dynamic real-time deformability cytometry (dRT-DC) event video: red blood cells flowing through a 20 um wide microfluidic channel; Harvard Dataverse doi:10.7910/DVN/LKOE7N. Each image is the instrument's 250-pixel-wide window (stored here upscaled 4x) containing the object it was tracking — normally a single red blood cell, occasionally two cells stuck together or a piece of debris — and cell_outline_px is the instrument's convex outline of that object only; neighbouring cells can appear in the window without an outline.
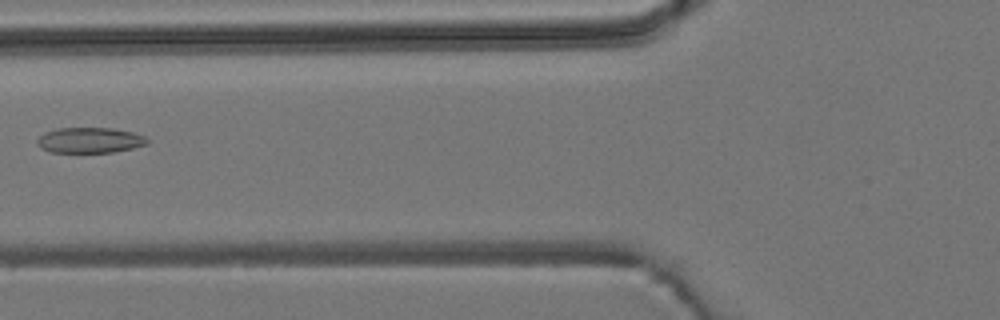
{"species": "common noctule bat (a hibernating species)", "species_latin": "Nyctalus noctula", "temperature_condition": "room temperature", "stored_images_in_passage": 5, "camera_frame_rate_fps": 3000, "um_per_image_px": 0.085, "animal": {"sex": "male", "body_mass_g": 19.2, "forearm_length_mm": 51.8}, "frame": {"image": 1, "passage_image": 5, "time_ms": 5.333, "image_size_px": [1000, 320], "cell_outline_px": [[148, 144], [132, 148], [112, 152], [52, 152], [40, 148], [36, 144], [36, 140], [44, 132], [56, 128], [112, 128], [132, 132], [144, 136], [148, 140]], "centroid_in_image_um": [7.59, 11.91], "position_along_channel_um": 118.2, "area_um2": 16.36}}